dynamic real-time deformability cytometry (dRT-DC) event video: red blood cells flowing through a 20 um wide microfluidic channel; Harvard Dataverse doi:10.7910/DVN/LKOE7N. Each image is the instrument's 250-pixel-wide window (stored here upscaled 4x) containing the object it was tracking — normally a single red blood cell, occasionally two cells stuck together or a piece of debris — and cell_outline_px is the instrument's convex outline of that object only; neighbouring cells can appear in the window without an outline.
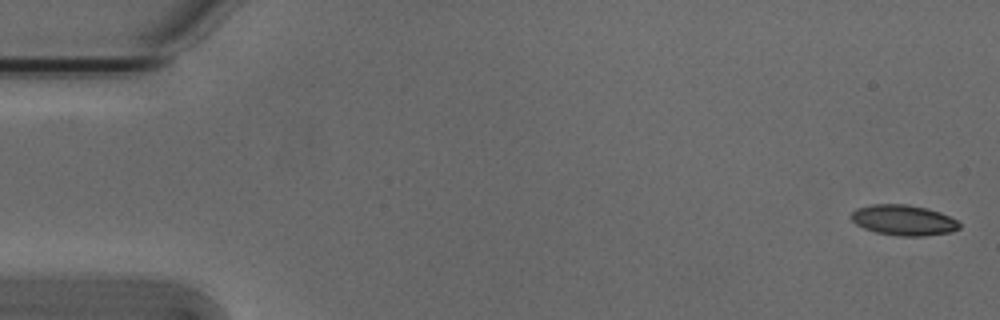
{"species": "Egyptian fruit bat (a non-hibernating species)", "species_latin": "Rousettus aegyptiacus", "temperature_condition": "cold", "stored_images_in_passage": 53, "camera_frame_rate_fps": 3000, "um_per_image_px": 0.085, "animal": {"sex": "male"}, "frame": {"image": 1, "passage_image": 1, "time_ms": 0.0, "image_size_px": [1000, 320], "cell_outline_px": [[960, 228], [952, 232], [924, 236], [900, 236], [876, 232], [864, 228], [856, 224], [852, 220], [852, 212], [856, 208], [872, 204], [908, 204], [928, 208], [940, 212], [956, 220], [960, 224]], "centroid_in_image_um": [76.81, 18.71], "position_along_channel_um": 8.2, "area_um2": 19.25}}
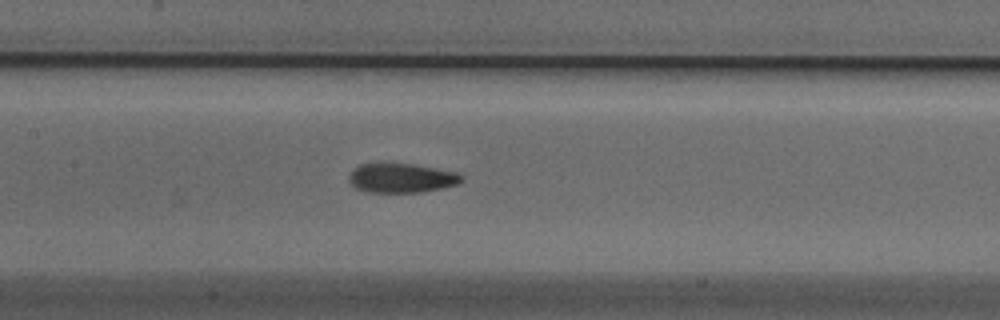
{"frame": {"image": 2, "passage_image": 25, "time_ms": 8.0, "image_size_px": [1000, 320], "cell_outline_px": [[464, 180], [456, 184], [444, 188], [424, 192], [372, 192], [356, 188], [348, 180], [348, 176], [352, 168], [360, 164], [412, 164], [436, 168], [456, 172], [464, 176]], "centroid_in_image_um": [34.14, 15.13], "position_along_channel_um": 173.3, "area_um2": 19.25}}
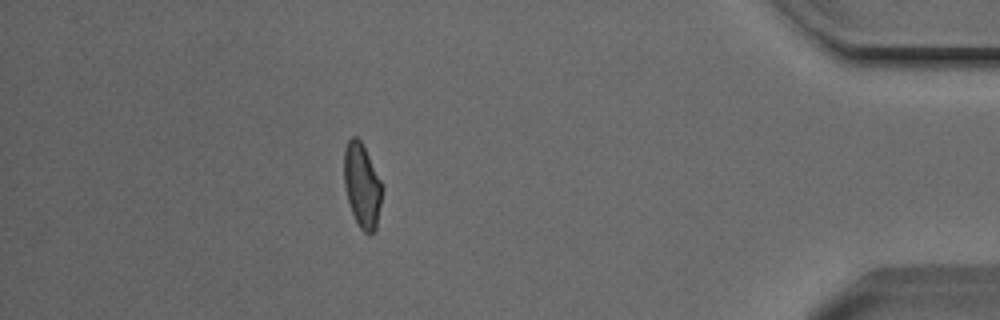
{"frame": {"image": 3, "passage_image": 47, "time_ms": 15.333, "image_size_px": [1000, 320], "cell_outline_px": [[380, 204], [376, 228], [368, 236], [360, 228], [352, 212], [348, 200], [344, 184], [344, 148], [348, 140], [352, 136], [356, 136], [360, 140], [380, 180]], "centroid_in_image_um": [30.73, 15.76], "position_along_channel_um": 404.5, "area_um2": 18.09}, "authors_computed_cell_mechanics": {"area_um2": 19.1896, "velocity_mm_per_s": 3.8285, "shape_relaxation_time_tau1_ms": 3.5481, "shape_relaxation_time_tau2_ms": 2.304, "deformation_change_tau1": 0.1434, "deformation_change_tau2": 0.0949}}